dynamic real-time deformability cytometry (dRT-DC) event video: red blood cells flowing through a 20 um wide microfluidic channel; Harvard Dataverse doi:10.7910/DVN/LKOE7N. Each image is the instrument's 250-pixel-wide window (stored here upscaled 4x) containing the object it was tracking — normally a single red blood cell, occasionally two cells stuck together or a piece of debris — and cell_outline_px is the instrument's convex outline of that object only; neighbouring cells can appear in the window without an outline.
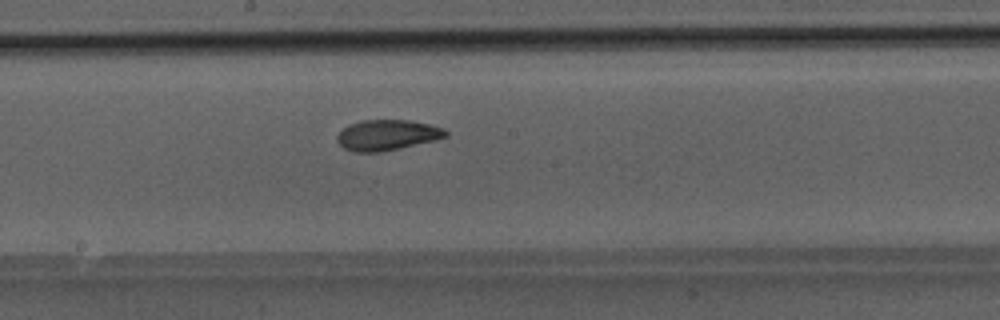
{"species": "Egyptian fruit bat (a non-hibernating species)", "species_latin": "Rousettus aegyptiacus", "temperature_condition": "room temperature", "stored_images_in_passage": 7, "camera_frame_rate_fps": 3000, "um_per_image_px": 0.085, "animal": {"sex": "male"}, "frame": {"image": 1, "passage_image": 7, "time_ms": 2.0, "image_size_px": [1000, 320], "cell_outline_px": [[448, 136], [436, 140], [400, 148], [380, 152], [352, 152], [344, 148], [336, 140], [336, 136], [348, 124], [360, 120], [412, 120], [444, 128], [448, 132]], "centroid_in_image_um": [32.91, 11.48], "position_along_channel_um": 215.3, "area_um2": 19.48}}